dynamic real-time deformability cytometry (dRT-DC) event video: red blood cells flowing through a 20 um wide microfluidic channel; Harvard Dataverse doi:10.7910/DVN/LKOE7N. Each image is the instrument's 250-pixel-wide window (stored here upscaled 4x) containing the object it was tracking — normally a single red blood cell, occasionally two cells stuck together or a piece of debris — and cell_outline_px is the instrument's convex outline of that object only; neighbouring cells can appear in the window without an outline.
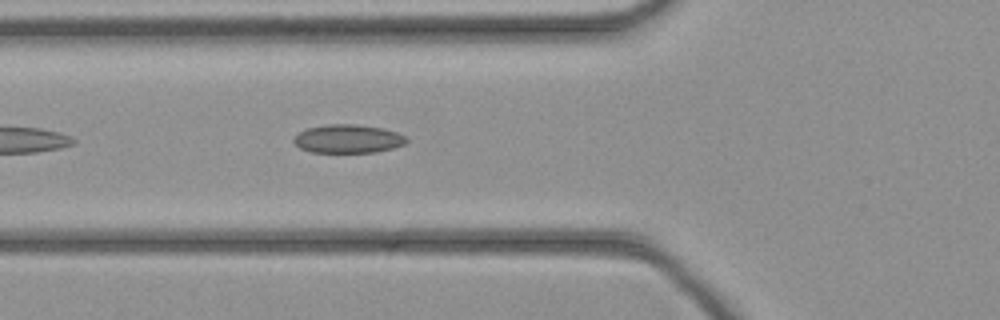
{"species": "common noctule bat (a hibernating species)", "species_latin": "Nyctalus noctula", "temperature_condition": "cold", "stored_images_in_passage": 14, "camera_frame_rate_fps": 3000, "um_per_image_px": 0.085, "animal": {"sex": "female", "body_mass_g": 21.9}, "frame": {"image": 1, "passage_image": 5, "time_ms": 1.333, "image_size_px": [1000, 320], "cell_outline_px": [[408, 140], [404, 144], [392, 148], [376, 152], [312, 152], [300, 148], [292, 140], [300, 132], [308, 128], [328, 124], [356, 124], [384, 128], [396, 132], [404, 136]], "centroid_in_image_um": [29.59, 11.79], "position_along_channel_um": 96.2, "area_um2": 18.55}}
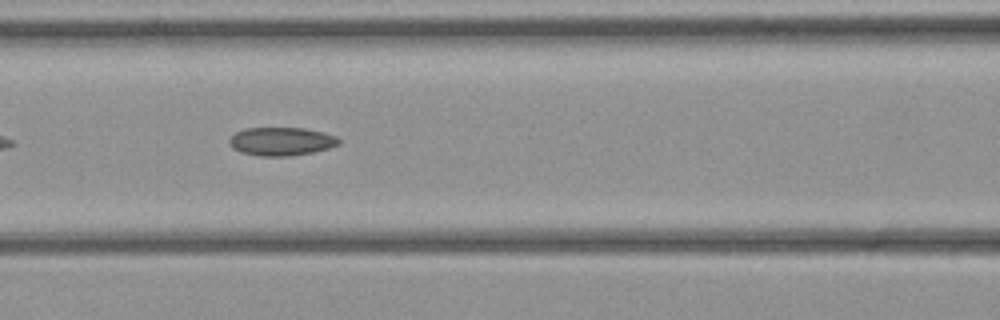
{"frame": {"image": 2, "passage_image": 8, "time_ms": 2.333, "image_size_px": [1000, 320], "cell_outline_px": [[340, 144], [328, 148], [312, 152], [288, 156], [260, 156], [240, 152], [232, 148], [228, 144], [228, 140], [236, 132], [244, 128], [304, 128], [324, 132], [336, 136], [340, 140]], "centroid_in_image_um": [23.89, 12.01], "position_along_channel_um": 142.7, "area_um2": 18.15}}